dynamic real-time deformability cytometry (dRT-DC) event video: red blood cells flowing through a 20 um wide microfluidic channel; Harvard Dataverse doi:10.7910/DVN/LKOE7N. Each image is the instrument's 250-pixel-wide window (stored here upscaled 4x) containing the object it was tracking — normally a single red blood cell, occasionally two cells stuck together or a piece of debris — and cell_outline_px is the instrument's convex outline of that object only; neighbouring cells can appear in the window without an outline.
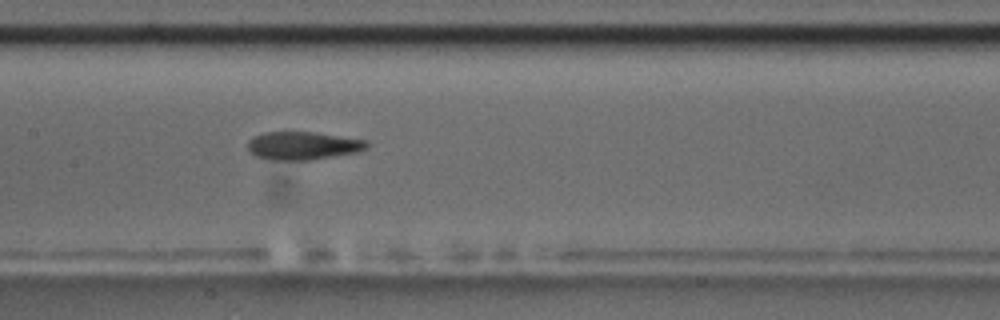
{"species": "common noctule bat (a hibernating species)", "species_latin": "Nyctalus noctula", "temperature_condition": "room temperature", "stored_images_in_passage": 6, "camera_frame_rate_fps": 3000, "um_per_image_px": 0.085, "animal": {"sex": "male", "body_mass_g": 17.5, "forearm_length_mm": 52.3}, "frame": {"image": 1, "passage_image": 6, "time_ms": 6.333, "image_size_px": [1000, 320], "cell_outline_px": [[368, 148], [356, 152], [308, 160], [272, 160], [256, 156], [248, 148], [248, 140], [252, 136], [264, 132], [312, 132], [368, 140]], "centroid_in_image_um": [25.73, 12.37], "position_along_channel_um": 181.7, "area_um2": 19.36}}